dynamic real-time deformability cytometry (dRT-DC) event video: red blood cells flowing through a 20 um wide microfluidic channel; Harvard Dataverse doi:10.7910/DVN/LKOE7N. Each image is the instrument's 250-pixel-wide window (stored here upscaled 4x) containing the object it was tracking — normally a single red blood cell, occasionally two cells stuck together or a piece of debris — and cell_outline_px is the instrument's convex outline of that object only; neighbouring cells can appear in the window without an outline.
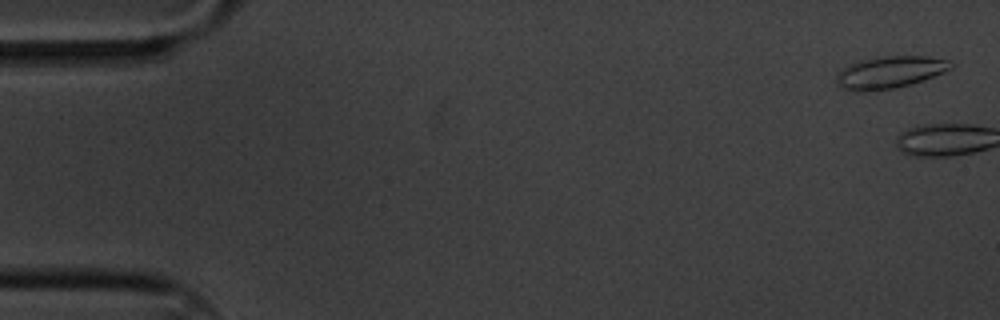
{"species": "common noctule bat (a hibernating species)", "species_latin": "Nyctalus noctula", "temperature_condition": "cold", "stored_images_in_passage": 6, "camera_frame_rate_fps": 3000, "um_per_image_px": 0.085, "animal": {"sex": "male", "body_mass_g": 20.1, "forearm_length_mm": 53.5}, "frame": {"image": 1, "passage_image": 1, "time_ms": 0.0, "image_size_px": [1000, 320], "cell_outline_px": [[952, 68], [944, 72], [924, 80], [896, 88], [876, 92], [864, 92], [840, 88], [836, 84], [836, 76], [848, 64], [860, 60], [880, 56], [928, 56], [948, 60], [952, 64]], "centroid_in_image_um": [75.61, 6.16], "position_along_channel_um": 9.4, "area_um2": 21.68}}